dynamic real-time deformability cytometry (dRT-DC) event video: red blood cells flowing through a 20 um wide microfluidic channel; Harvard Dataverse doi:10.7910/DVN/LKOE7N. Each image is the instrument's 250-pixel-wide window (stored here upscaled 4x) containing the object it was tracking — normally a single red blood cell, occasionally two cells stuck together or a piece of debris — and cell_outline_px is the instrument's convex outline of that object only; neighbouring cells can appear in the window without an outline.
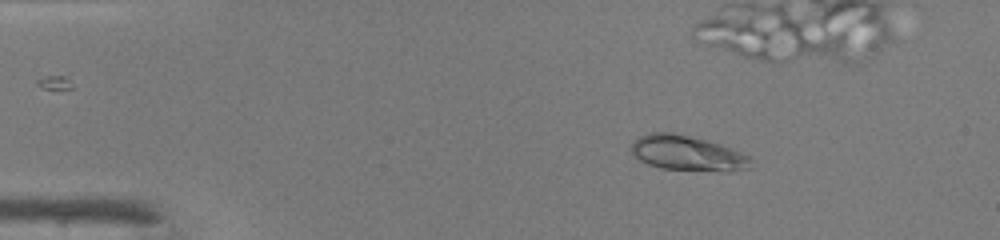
{"species": "common noctule bat (a hibernating species)", "species_latin": "Nyctalus noctula", "temperature_condition": "warm", "stored_images_in_passage": 15, "camera_frame_rate_fps": 3000, "um_per_image_px": 0.085, "animal": {"sex": "male", "body_mass_g": 19.0, "forearm_length_mm": 50.8}, "frame": {"image": 1, "passage_image": 7, "time_ms": 2.0, "image_size_px": [1000, 240], "cell_outline_px": [[752, 160], [748, 168], [728, 172], [660, 168], [648, 164], [640, 160], [632, 152], [632, 144], [640, 136], [652, 132], [672, 132], [708, 140], [720, 144], [752, 156]], "centroid_in_image_um": [58.48, 13.02], "position_along_channel_um": 26.5, "area_um2": 24.45}}